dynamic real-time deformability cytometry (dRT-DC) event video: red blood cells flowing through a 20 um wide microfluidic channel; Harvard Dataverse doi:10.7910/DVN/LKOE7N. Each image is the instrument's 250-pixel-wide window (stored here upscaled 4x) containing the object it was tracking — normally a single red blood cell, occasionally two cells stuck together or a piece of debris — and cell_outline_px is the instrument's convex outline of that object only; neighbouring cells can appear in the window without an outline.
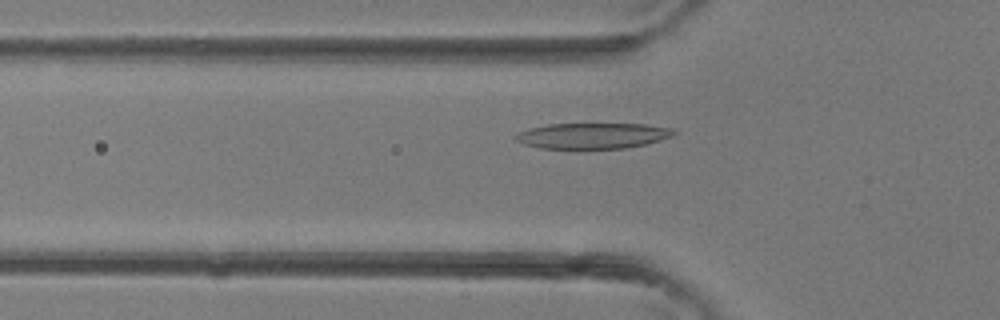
{"species": "common noctule bat (a hibernating species)", "species_latin": "Nyctalus noctula", "temperature_condition": "room temperature", "stored_images_in_passage": 5, "camera_frame_rate_fps": 3000, "um_per_image_px": 0.085, "animal": {"sex": "female"}, "frame": {"image": 1, "passage_image": 5, "time_ms": 1.333, "image_size_px": [1000, 320], "cell_outline_px": [[676, 132], [672, 136], [648, 144], [628, 148], [540, 148], [524, 144], [516, 140], [512, 136], [528, 128], [548, 124], [644, 124], [668, 128]], "centroid_in_image_um": [50.35, 11.54], "position_along_channel_um": 75.5, "area_um2": 23.58}}